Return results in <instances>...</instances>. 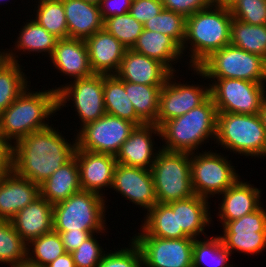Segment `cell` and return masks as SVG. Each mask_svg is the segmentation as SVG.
<instances>
[{
  "mask_svg": "<svg viewBox=\"0 0 266 267\" xmlns=\"http://www.w3.org/2000/svg\"><path fill=\"white\" fill-rule=\"evenodd\" d=\"M59 131L50 125L17 141L14 144V171L40 185L68 162L77 147L76 137L71 143Z\"/></svg>",
  "mask_w": 266,
  "mask_h": 267,
  "instance_id": "cell-1",
  "label": "cell"
},
{
  "mask_svg": "<svg viewBox=\"0 0 266 267\" xmlns=\"http://www.w3.org/2000/svg\"><path fill=\"white\" fill-rule=\"evenodd\" d=\"M232 19L229 7L216 5L186 17L185 39L181 50L185 55L184 51L189 47L190 52L187 53L190 54L191 68H197L212 53L230 44Z\"/></svg>",
  "mask_w": 266,
  "mask_h": 267,
  "instance_id": "cell-2",
  "label": "cell"
},
{
  "mask_svg": "<svg viewBox=\"0 0 266 267\" xmlns=\"http://www.w3.org/2000/svg\"><path fill=\"white\" fill-rule=\"evenodd\" d=\"M29 87L0 114V132L8 142L14 141L13 144L32 132L48 128V119L58 111L54 88L31 91Z\"/></svg>",
  "mask_w": 266,
  "mask_h": 267,
  "instance_id": "cell-3",
  "label": "cell"
},
{
  "mask_svg": "<svg viewBox=\"0 0 266 267\" xmlns=\"http://www.w3.org/2000/svg\"><path fill=\"white\" fill-rule=\"evenodd\" d=\"M217 109L211 96L186 114L165 121L160 126L162 149L195 153L209 138L216 140ZM200 146V147H199ZM196 150V151H195Z\"/></svg>",
  "mask_w": 266,
  "mask_h": 267,
  "instance_id": "cell-4",
  "label": "cell"
},
{
  "mask_svg": "<svg viewBox=\"0 0 266 267\" xmlns=\"http://www.w3.org/2000/svg\"><path fill=\"white\" fill-rule=\"evenodd\" d=\"M217 113L218 146L241 156H266V130L260 114Z\"/></svg>",
  "mask_w": 266,
  "mask_h": 267,
  "instance_id": "cell-5",
  "label": "cell"
},
{
  "mask_svg": "<svg viewBox=\"0 0 266 267\" xmlns=\"http://www.w3.org/2000/svg\"><path fill=\"white\" fill-rule=\"evenodd\" d=\"M105 196L80 190L67 200L53 205V231L89 230L104 233L107 229ZM106 205V206H105Z\"/></svg>",
  "mask_w": 266,
  "mask_h": 267,
  "instance_id": "cell-6",
  "label": "cell"
},
{
  "mask_svg": "<svg viewBox=\"0 0 266 267\" xmlns=\"http://www.w3.org/2000/svg\"><path fill=\"white\" fill-rule=\"evenodd\" d=\"M150 171L159 203L184 200L195 195L191 184L189 153L161 148Z\"/></svg>",
  "mask_w": 266,
  "mask_h": 267,
  "instance_id": "cell-7",
  "label": "cell"
},
{
  "mask_svg": "<svg viewBox=\"0 0 266 267\" xmlns=\"http://www.w3.org/2000/svg\"><path fill=\"white\" fill-rule=\"evenodd\" d=\"M194 74L211 80L210 96L217 112L259 114L266 96L265 83L236 78H206L198 68H191ZM214 79V80H212ZM217 80V81H216Z\"/></svg>",
  "mask_w": 266,
  "mask_h": 267,
  "instance_id": "cell-8",
  "label": "cell"
},
{
  "mask_svg": "<svg viewBox=\"0 0 266 267\" xmlns=\"http://www.w3.org/2000/svg\"><path fill=\"white\" fill-rule=\"evenodd\" d=\"M206 78L266 82V59L231 44L212 53L197 67Z\"/></svg>",
  "mask_w": 266,
  "mask_h": 267,
  "instance_id": "cell-9",
  "label": "cell"
},
{
  "mask_svg": "<svg viewBox=\"0 0 266 267\" xmlns=\"http://www.w3.org/2000/svg\"><path fill=\"white\" fill-rule=\"evenodd\" d=\"M213 151H202L190 154L191 184L194 194L212 198L222 194L231 187L240 175L227 156ZM239 175V176H238Z\"/></svg>",
  "mask_w": 266,
  "mask_h": 267,
  "instance_id": "cell-10",
  "label": "cell"
},
{
  "mask_svg": "<svg viewBox=\"0 0 266 267\" xmlns=\"http://www.w3.org/2000/svg\"><path fill=\"white\" fill-rule=\"evenodd\" d=\"M60 87L55 86L58 111L66 107L67 101H73V108L79 116L80 128L96 121L106 114L103 93V74H93L86 78L70 81ZM62 106V107H61Z\"/></svg>",
  "mask_w": 266,
  "mask_h": 267,
  "instance_id": "cell-11",
  "label": "cell"
},
{
  "mask_svg": "<svg viewBox=\"0 0 266 267\" xmlns=\"http://www.w3.org/2000/svg\"><path fill=\"white\" fill-rule=\"evenodd\" d=\"M135 127L130 121L105 114L79 129L74 135L76 148L116 156Z\"/></svg>",
  "mask_w": 266,
  "mask_h": 267,
  "instance_id": "cell-12",
  "label": "cell"
},
{
  "mask_svg": "<svg viewBox=\"0 0 266 267\" xmlns=\"http://www.w3.org/2000/svg\"><path fill=\"white\" fill-rule=\"evenodd\" d=\"M223 225V236L220 237L225 248L245 254H260L266 248V209L263 206L256 211Z\"/></svg>",
  "mask_w": 266,
  "mask_h": 267,
  "instance_id": "cell-13",
  "label": "cell"
},
{
  "mask_svg": "<svg viewBox=\"0 0 266 267\" xmlns=\"http://www.w3.org/2000/svg\"><path fill=\"white\" fill-rule=\"evenodd\" d=\"M132 239L141 250L144 267H192L193 238L132 236Z\"/></svg>",
  "mask_w": 266,
  "mask_h": 267,
  "instance_id": "cell-14",
  "label": "cell"
},
{
  "mask_svg": "<svg viewBox=\"0 0 266 267\" xmlns=\"http://www.w3.org/2000/svg\"><path fill=\"white\" fill-rule=\"evenodd\" d=\"M172 73L163 85L159 96V109L156 125L160 127L165 121L182 116L202 104L210 96V86L181 84ZM174 80V81H173Z\"/></svg>",
  "mask_w": 266,
  "mask_h": 267,
  "instance_id": "cell-15",
  "label": "cell"
},
{
  "mask_svg": "<svg viewBox=\"0 0 266 267\" xmlns=\"http://www.w3.org/2000/svg\"><path fill=\"white\" fill-rule=\"evenodd\" d=\"M111 188L147 212L158 202L153 177L147 169L117 163Z\"/></svg>",
  "mask_w": 266,
  "mask_h": 267,
  "instance_id": "cell-16",
  "label": "cell"
},
{
  "mask_svg": "<svg viewBox=\"0 0 266 267\" xmlns=\"http://www.w3.org/2000/svg\"><path fill=\"white\" fill-rule=\"evenodd\" d=\"M79 166L80 186L82 190L105 195L102 191L112 187L116 156L75 149Z\"/></svg>",
  "mask_w": 266,
  "mask_h": 267,
  "instance_id": "cell-17",
  "label": "cell"
},
{
  "mask_svg": "<svg viewBox=\"0 0 266 267\" xmlns=\"http://www.w3.org/2000/svg\"><path fill=\"white\" fill-rule=\"evenodd\" d=\"M152 133L160 138V127L156 124L136 126L116 155L117 163L150 170L161 148L158 150L154 148Z\"/></svg>",
  "mask_w": 266,
  "mask_h": 267,
  "instance_id": "cell-18",
  "label": "cell"
},
{
  "mask_svg": "<svg viewBox=\"0 0 266 267\" xmlns=\"http://www.w3.org/2000/svg\"><path fill=\"white\" fill-rule=\"evenodd\" d=\"M94 74L115 75L127 48L104 28L85 39Z\"/></svg>",
  "mask_w": 266,
  "mask_h": 267,
  "instance_id": "cell-19",
  "label": "cell"
},
{
  "mask_svg": "<svg viewBox=\"0 0 266 267\" xmlns=\"http://www.w3.org/2000/svg\"><path fill=\"white\" fill-rule=\"evenodd\" d=\"M40 196L39 185L15 171L0 178V220L11 221L16 213Z\"/></svg>",
  "mask_w": 266,
  "mask_h": 267,
  "instance_id": "cell-20",
  "label": "cell"
},
{
  "mask_svg": "<svg viewBox=\"0 0 266 267\" xmlns=\"http://www.w3.org/2000/svg\"><path fill=\"white\" fill-rule=\"evenodd\" d=\"M171 74L159 61L127 49L115 75L135 84L164 85Z\"/></svg>",
  "mask_w": 266,
  "mask_h": 267,
  "instance_id": "cell-21",
  "label": "cell"
},
{
  "mask_svg": "<svg viewBox=\"0 0 266 267\" xmlns=\"http://www.w3.org/2000/svg\"><path fill=\"white\" fill-rule=\"evenodd\" d=\"M53 66L62 75L73 80L93 75L90 66L88 50L83 39H58L54 52L49 58Z\"/></svg>",
  "mask_w": 266,
  "mask_h": 267,
  "instance_id": "cell-22",
  "label": "cell"
},
{
  "mask_svg": "<svg viewBox=\"0 0 266 267\" xmlns=\"http://www.w3.org/2000/svg\"><path fill=\"white\" fill-rule=\"evenodd\" d=\"M11 222L21 239L28 244L53 231V205L39 196L16 213Z\"/></svg>",
  "mask_w": 266,
  "mask_h": 267,
  "instance_id": "cell-23",
  "label": "cell"
},
{
  "mask_svg": "<svg viewBox=\"0 0 266 267\" xmlns=\"http://www.w3.org/2000/svg\"><path fill=\"white\" fill-rule=\"evenodd\" d=\"M240 178L222 194L218 210L219 221L229 222L256 211L261 205V189Z\"/></svg>",
  "mask_w": 266,
  "mask_h": 267,
  "instance_id": "cell-24",
  "label": "cell"
},
{
  "mask_svg": "<svg viewBox=\"0 0 266 267\" xmlns=\"http://www.w3.org/2000/svg\"><path fill=\"white\" fill-rule=\"evenodd\" d=\"M69 38L83 39L103 29L99 5L84 0H62Z\"/></svg>",
  "mask_w": 266,
  "mask_h": 267,
  "instance_id": "cell-25",
  "label": "cell"
},
{
  "mask_svg": "<svg viewBox=\"0 0 266 267\" xmlns=\"http://www.w3.org/2000/svg\"><path fill=\"white\" fill-rule=\"evenodd\" d=\"M140 233L135 236H154L163 239H181L188 237L178 229L177 201L170 203L157 202L144 217ZM142 229V230H141Z\"/></svg>",
  "mask_w": 266,
  "mask_h": 267,
  "instance_id": "cell-26",
  "label": "cell"
},
{
  "mask_svg": "<svg viewBox=\"0 0 266 267\" xmlns=\"http://www.w3.org/2000/svg\"><path fill=\"white\" fill-rule=\"evenodd\" d=\"M132 50L159 61L172 73H177L174 63H178L184 56L181 47L170 36L146 29H143Z\"/></svg>",
  "mask_w": 266,
  "mask_h": 267,
  "instance_id": "cell-27",
  "label": "cell"
},
{
  "mask_svg": "<svg viewBox=\"0 0 266 267\" xmlns=\"http://www.w3.org/2000/svg\"><path fill=\"white\" fill-rule=\"evenodd\" d=\"M80 190L79 166L75 156L39 185L40 196L52 205L67 200Z\"/></svg>",
  "mask_w": 266,
  "mask_h": 267,
  "instance_id": "cell-28",
  "label": "cell"
},
{
  "mask_svg": "<svg viewBox=\"0 0 266 267\" xmlns=\"http://www.w3.org/2000/svg\"><path fill=\"white\" fill-rule=\"evenodd\" d=\"M209 204L208 199L196 194L188 199L177 200L178 229H182L188 237L193 239L200 238V234L207 236L204 233L205 227H210L213 221Z\"/></svg>",
  "mask_w": 266,
  "mask_h": 267,
  "instance_id": "cell-29",
  "label": "cell"
},
{
  "mask_svg": "<svg viewBox=\"0 0 266 267\" xmlns=\"http://www.w3.org/2000/svg\"><path fill=\"white\" fill-rule=\"evenodd\" d=\"M27 21L29 22H26V24L24 23V26L20 28L21 31H19V37L17 36L18 39L14 43L17 51L14 50V48L12 49L14 52L10 49L8 51L6 50L9 61L20 63L17 59L19 56L16 55L17 53L15 52H24L23 54L26 52L28 54L35 52L37 55L39 52L40 54L43 53V55H45L44 53H48L49 57H51L54 52L58 38L49 33L34 19Z\"/></svg>",
  "mask_w": 266,
  "mask_h": 267,
  "instance_id": "cell-30",
  "label": "cell"
},
{
  "mask_svg": "<svg viewBox=\"0 0 266 267\" xmlns=\"http://www.w3.org/2000/svg\"><path fill=\"white\" fill-rule=\"evenodd\" d=\"M104 106L106 114L130 121L136 126L145 123L137 116L125 91V81L116 75H103Z\"/></svg>",
  "mask_w": 266,
  "mask_h": 267,
  "instance_id": "cell-31",
  "label": "cell"
},
{
  "mask_svg": "<svg viewBox=\"0 0 266 267\" xmlns=\"http://www.w3.org/2000/svg\"><path fill=\"white\" fill-rule=\"evenodd\" d=\"M163 85H144L125 81V91L137 116L145 124H156L159 96Z\"/></svg>",
  "mask_w": 266,
  "mask_h": 267,
  "instance_id": "cell-32",
  "label": "cell"
},
{
  "mask_svg": "<svg viewBox=\"0 0 266 267\" xmlns=\"http://www.w3.org/2000/svg\"><path fill=\"white\" fill-rule=\"evenodd\" d=\"M64 253L66 252L60 234L51 231L27 244L26 265L29 267H46Z\"/></svg>",
  "mask_w": 266,
  "mask_h": 267,
  "instance_id": "cell-33",
  "label": "cell"
},
{
  "mask_svg": "<svg viewBox=\"0 0 266 267\" xmlns=\"http://www.w3.org/2000/svg\"><path fill=\"white\" fill-rule=\"evenodd\" d=\"M230 256L232 255L225 248L220 235L210 239L208 236L203 240L194 239L192 267H233V264L229 263Z\"/></svg>",
  "mask_w": 266,
  "mask_h": 267,
  "instance_id": "cell-34",
  "label": "cell"
},
{
  "mask_svg": "<svg viewBox=\"0 0 266 267\" xmlns=\"http://www.w3.org/2000/svg\"><path fill=\"white\" fill-rule=\"evenodd\" d=\"M230 44L266 59V25L232 19Z\"/></svg>",
  "mask_w": 266,
  "mask_h": 267,
  "instance_id": "cell-35",
  "label": "cell"
},
{
  "mask_svg": "<svg viewBox=\"0 0 266 267\" xmlns=\"http://www.w3.org/2000/svg\"><path fill=\"white\" fill-rule=\"evenodd\" d=\"M21 67L19 62L8 61L0 69V114L29 86Z\"/></svg>",
  "mask_w": 266,
  "mask_h": 267,
  "instance_id": "cell-36",
  "label": "cell"
},
{
  "mask_svg": "<svg viewBox=\"0 0 266 267\" xmlns=\"http://www.w3.org/2000/svg\"><path fill=\"white\" fill-rule=\"evenodd\" d=\"M34 20L58 39L69 38L62 0H38Z\"/></svg>",
  "mask_w": 266,
  "mask_h": 267,
  "instance_id": "cell-37",
  "label": "cell"
},
{
  "mask_svg": "<svg viewBox=\"0 0 266 267\" xmlns=\"http://www.w3.org/2000/svg\"><path fill=\"white\" fill-rule=\"evenodd\" d=\"M27 260V244L15 231L12 222L0 220V263L10 267L25 266Z\"/></svg>",
  "mask_w": 266,
  "mask_h": 267,
  "instance_id": "cell-38",
  "label": "cell"
},
{
  "mask_svg": "<svg viewBox=\"0 0 266 267\" xmlns=\"http://www.w3.org/2000/svg\"><path fill=\"white\" fill-rule=\"evenodd\" d=\"M144 29L170 36L180 47L185 39L186 17L180 13L163 9L144 24Z\"/></svg>",
  "mask_w": 266,
  "mask_h": 267,
  "instance_id": "cell-39",
  "label": "cell"
},
{
  "mask_svg": "<svg viewBox=\"0 0 266 267\" xmlns=\"http://www.w3.org/2000/svg\"><path fill=\"white\" fill-rule=\"evenodd\" d=\"M103 28L113 35L127 49H132L144 26L130 13L116 15L104 20Z\"/></svg>",
  "mask_w": 266,
  "mask_h": 267,
  "instance_id": "cell-40",
  "label": "cell"
},
{
  "mask_svg": "<svg viewBox=\"0 0 266 267\" xmlns=\"http://www.w3.org/2000/svg\"><path fill=\"white\" fill-rule=\"evenodd\" d=\"M229 10L233 19L251 25H266V0H235Z\"/></svg>",
  "mask_w": 266,
  "mask_h": 267,
  "instance_id": "cell-41",
  "label": "cell"
},
{
  "mask_svg": "<svg viewBox=\"0 0 266 267\" xmlns=\"http://www.w3.org/2000/svg\"><path fill=\"white\" fill-rule=\"evenodd\" d=\"M130 241L129 248L123 247L121 250L105 253L98 267H144L139 246L133 239Z\"/></svg>",
  "mask_w": 266,
  "mask_h": 267,
  "instance_id": "cell-42",
  "label": "cell"
},
{
  "mask_svg": "<svg viewBox=\"0 0 266 267\" xmlns=\"http://www.w3.org/2000/svg\"><path fill=\"white\" fill-rule=\"evenodd\" d=\"M95 235V233L92 234L71 253L76 267H98L107 252L100 246Z\"/></svg>",
  "mask_w": 266,
  "mask_h": 267,
  "instance_id": "cell-43",
  "label": "cell"
},
{
  "mask_svg": "<svg viewBox=\"0 0 266 267\" xmlns=\"http://www.w3.org/2000/svg\"><path fill=\"white\" fill-rule=\"evenodd\" d=\"M164 9L161 0H132L129 13L140 23L144 24Z\"/></svg>",
  "mask_w": 266,
  "mask_h": 267,
  "instance_id": "cell-44",
  "label": "cell"
},
{
  "mask_svg": "<svg viewBox=\"0 0 266 267\" xmlns=\"http://www.w3.org/2000/svg\"><path fill=\"white\" fill-rule=\"evenodd\" d=\"M164 9L182 14L185 17L193 15L212 5L211 0H161Z\"/></svg>",
  "mask_w": 266,
  "mask_h": 267,
  "instance_id": "cell-45",
  "label": "cell"
},
{
  "mask_svg": "<svg viewBox=\"0 0 266 267\" xmlns=\"http://www.w3.org/2000/svg\"><path fill=\"white\" fill-rule=\"evenodd\" d=\"M131 4L132 0H101L99 9L103 21L112 16L129 13Z\"/></svg>",
  "mask_w": 266,
  "mask_h": 267,
  "instance_id": "cell-46",
  "label": "cell"
},
{
  "mask_svg": "<svg viewBox=\"0 0 266 267\" xmlns=\"http://www.w3.org/2000/svg\"><path fill=\"white\" fill-rule=\"evenodd\" d=\"M14 171V144L8 142L0 132V178Z\"/></svg>",
  "mask_w": 266,
  "mask_h": 267,
  "instance_id": "cell-47",
  "label": "cell"
},
{
  "mask_svg": "<svg viewBox=\"0 0 266 267\" xmlns=\"http://www.w3.org/2000/svg\"><path fill=\"white\" fill-rule=\"evenodd\" d=\"M60 234L65 252L72 253L76 250L88 237L94 234L89 230L65 231L57 232Z\"/></svg>",
  "mask_w": 266,
  "mask_h": 267,
  "instance_id": "cell-48",
  "label": "cell"
},
{
  "mask_svg": "<svg viewBox=\"0 0 266 267\" xmlns=\"http://www.w3.org/2000/svg\"><path fill=\"white\" fill-rule=\"evenodd\" d=\"M46 267H76L71 253H64Z\"/></svg>",
  "mask_w": 266,
  "mask_h": 267,
  "instance_id": "cell-49",
  "label": "cell"
},
{
  "mask_svg": "<svg viewBox=\"0 0 266 267\" xmlns=\"http://www.w3.org/2000/svg\"><path fill=\"white\" fill-rule=\"evenodd\" d=\"M212 5L230 7L235 0H211Z\"/></svg>",
  "mask_w": 266,
  "mask_h": 267,
  "instance_id": "cell-50",
  "label": "cell"
},
{
  "mask_svg": "<svg viewBox=\"0 0 266 267\" xmlns=\"http://www.w3.org/2000/svg\"><path fill=\"white\" fill-rule=\"evenodd\" d=\"M260 117L262 119V122H263V126L266 130V96H265V99L263 101V104H262V107H261V110H260Z\"/></svg>",
  "mask_w": 266,
  "mask_h": 267,
  "instance_id": "cell-51",
  "label": "cell"
},
{
  "mask_svg": "<svg viewBox=\"0 0 266 267\" xmlns=\"http://www.w3.org/2000/svg\"><path fill=\"white\" fill-rule=\"evenodd\" d=\"M9 61L5 50L0 51V69Z\"/></svg>",
  "mask_w": 266,
  "mask_h": 267,
  "instance_id": "cell-52",
  "label": "cell"
},
{
  "mask_svg": "<svg viewBox=\"0 0 266 267\" xmlns=\"http://www.w3.org/2000/svg\"><path fill=\"white\" fill-rule=\"evenodd\" d=\"M84 1L89 2V3L96 4V5H99V3H100L101 0H84Z\"/></svg>",
  "mask_w": 266,
  "mask_h": 267,
  "instance_id": "cell-53",
  "label": "cell"
}]
</instances>
